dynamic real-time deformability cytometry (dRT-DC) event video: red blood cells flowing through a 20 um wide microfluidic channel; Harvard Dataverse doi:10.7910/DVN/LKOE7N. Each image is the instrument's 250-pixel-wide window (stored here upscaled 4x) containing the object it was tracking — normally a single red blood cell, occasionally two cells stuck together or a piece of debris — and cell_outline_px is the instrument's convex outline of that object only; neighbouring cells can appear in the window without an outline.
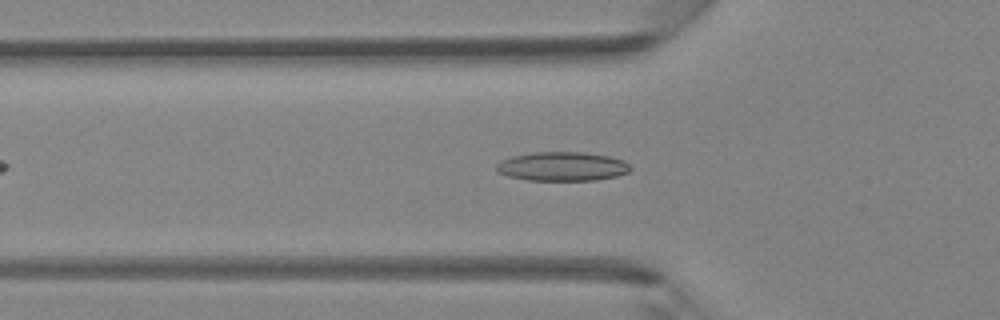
{"species": "Egyptian fruit bat (a non-hibernating species)", "species_latin": "Rousettus aegyptiacus", "temperature_condition": "room temperature", "stored_images_in_passage": 33, "camera_frame_rate_fps": 3000, "um_per_image_px": 0.085, "animal": {"sex": "female"}, "frame": {"image": 1, "passage_image": 9, "time_ms": 2.667, "image_size_px": [1000, 320], "cell_outline_px": [[632, 168], [628, 172], [616, 176], [596, 180], [528, 180], [508, 176], [496, 172], [496, 164], [500, 160], [512, 156], [536, 152], [584, 152], [608, 156], [624, 160]], "centroid_in_image_um": [47.77, 14.14], "position_along_channel_um": 78.0, "area_um2": 22.72}}
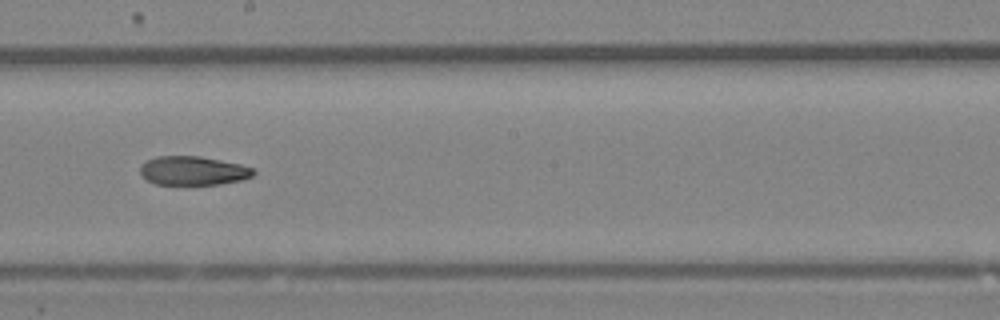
{"frame": {"image": 2, "passage_image": 19, "time_ms": 6.0, "image_size_px": [1000, 320], "cell_outline_px": [[256, 172], [252, 176], [240, 180], [220, 184], [156, 184], [140, 176], [140, 164], [156, 156], [200, 156], [240, 164], [256, 168]], "centroid_in_image_um": [16.41, 14.5], "position_along_channel_um": 231.8, "area_um2": 19.13}}
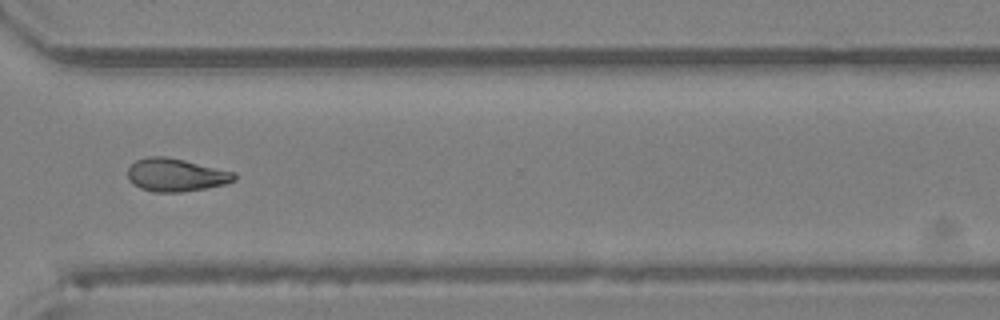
{"frame": {"image": 3, "passage_image": 27, "time_ms": 8.667, "image_size_px": [1000, 320], "cell_outline_px": [[236, 180], [224, 184], [208, 188], [180, 192], [152, 192], [140, 188], [128, 180], [128, 168], [136, 160], [148, 156], [164, 156], [184, 160], [236, 172]], "centroid_in_image_um": [14.95, 14.87], "position_along_channel_um": 355.6, "area_um2": 20.58}}